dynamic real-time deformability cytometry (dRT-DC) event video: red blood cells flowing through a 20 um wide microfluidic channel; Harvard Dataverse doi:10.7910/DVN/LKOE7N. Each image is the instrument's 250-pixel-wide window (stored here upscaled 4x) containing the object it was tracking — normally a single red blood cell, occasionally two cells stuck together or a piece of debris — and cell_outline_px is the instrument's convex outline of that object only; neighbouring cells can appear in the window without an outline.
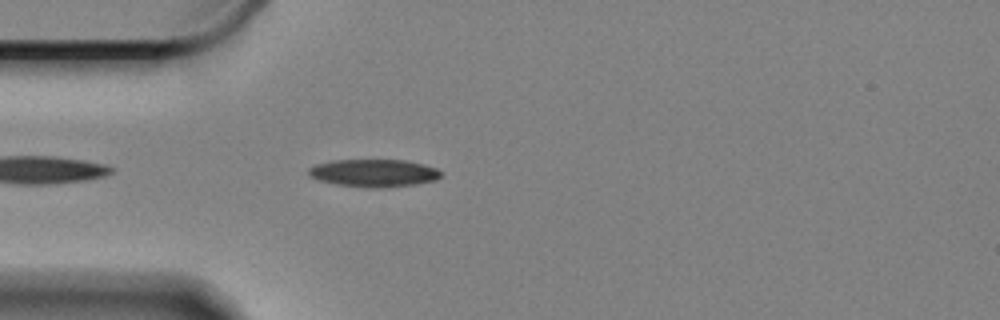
{"species": "Egyptian fruit bat (a non-hibernating species)", "species_latin": "Rousettus aegyptiacus", "temperature_condition": "cold", "stored_images_in_passage": 46, "camera_frame_rate_fps": 3000, "um_per_image_px": 0.085, "animal": {"sex": "female"}, "frame": {"image": 1, "passage_image": 3, "time_ms": 0.667, "image_size_px": [1000, 320], "cell_outline_px": [[444, 172], [436, 180], [416, 184], [388, 188], [372, 188], [336, 184], [320, 180], [312, 176], [308, 172], [308, 168], [316, 164], [332, 160], [404, 160], [424, 164], [436, 168]], "centroid_in_image_um": [31.83, 14.71], "position_along_channel_um": 53.2, "area_um2": 21.39}}
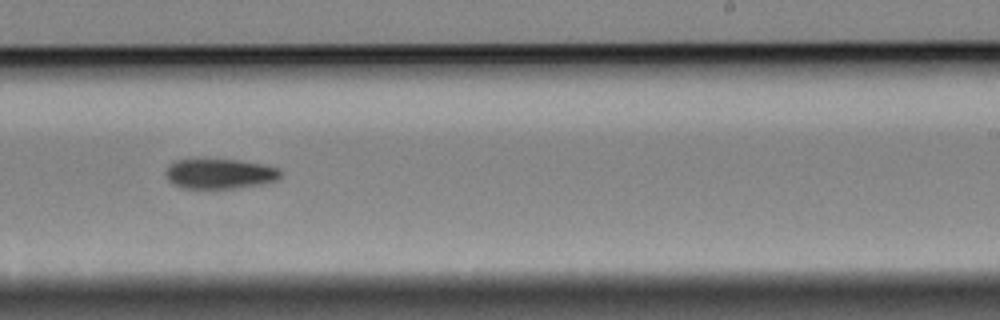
{"frame": {"image": 2, "passage_image": 23, "time_ms": 7.333, "image_size_px": [1000, 320], "cell_outline_px": [[280, 176], [276, 180], [264, 184], [212, 192], [184, 188], [168, 180], [164, 172], [168, 164], [176, 160], [236, 160], [260, 164], [280, 168]], "centroid_in_image_um": [18.65, 14.83], "position_along_channel_um": 270.4, "area_um2": 20.69}}
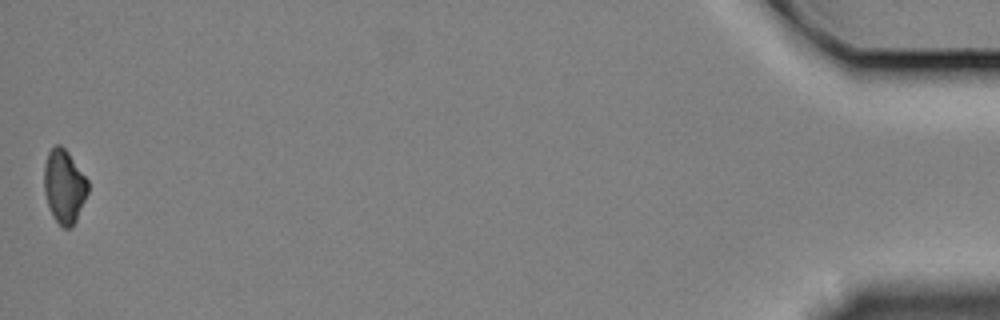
{"frame": {"image": 3, "passage_image": 46, "time_ms": 15.0, "image_size_px": [1000, 320], "cell_outline_px": [[88, 192], [76, 220], [72, 228], [64, 228], [52, 216], [44, 192], [44, 164], [48, 152], [56, 144], [60, 144], [68, 152], [88, 180]], "centroid_in_image_um": [5.45, 15.83], "position_along_channel_um": 429.8, "area_um2": 18.73}, "authors_computed_cell_mechanics": {"area_um2": 20.7791, "velocity_mm_per_s": 3.3353, "shape_relaxation_time_tau1_ms": 4.5169, "shape_relaxation_time_tau2_ms": null, "deformation_change_tau1": 0.0959, "deformation_change_tau2": null}}